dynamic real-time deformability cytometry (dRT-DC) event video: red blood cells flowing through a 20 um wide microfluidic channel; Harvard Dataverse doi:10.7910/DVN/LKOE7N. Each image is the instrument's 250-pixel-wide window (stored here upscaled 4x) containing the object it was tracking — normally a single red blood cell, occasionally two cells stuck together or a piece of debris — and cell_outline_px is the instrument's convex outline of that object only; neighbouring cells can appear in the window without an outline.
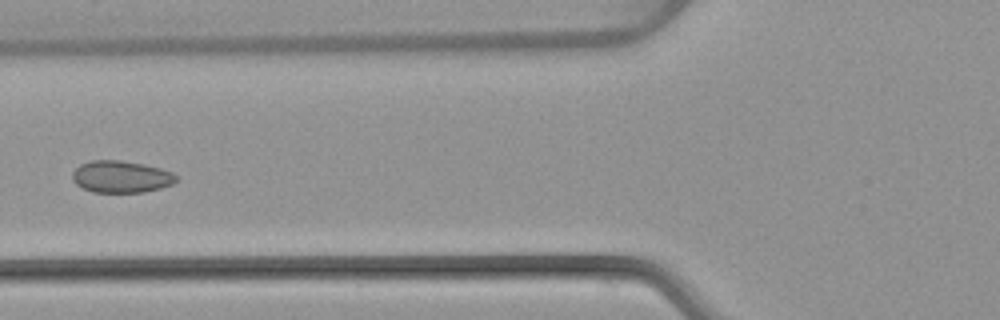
{"species": "common noctule bat (a hibernating species)", "species_latin": "Nyctalus noctula", "temperature_condition": "warm", "stored_images_in_passage": 6, "camera_frame_rate_fps": 3000, "um_per_image_px": 0.085, "animal": {"sex": "female", "body_mass_g": 22.7, "forearm_length_mm": 54.2}, "frame": {"image": 1, "passage_image": 6, "time_ms": 6.0, "image_size_px": [1000, 320], "cell_outline_px": [[176, 180], [172, 184], [160, 188], [144, 192], [92, 192], [76, 184], [72, 180], [72, 172], [80, 164], [92, 160], [120, 160], [144, 164], [160, 168], [172, 172], [176, 176]], "centroid_in_image_um": [10.27, 15.01], "position_along_channel_um": 115.5, "area_um2": 19.31}}